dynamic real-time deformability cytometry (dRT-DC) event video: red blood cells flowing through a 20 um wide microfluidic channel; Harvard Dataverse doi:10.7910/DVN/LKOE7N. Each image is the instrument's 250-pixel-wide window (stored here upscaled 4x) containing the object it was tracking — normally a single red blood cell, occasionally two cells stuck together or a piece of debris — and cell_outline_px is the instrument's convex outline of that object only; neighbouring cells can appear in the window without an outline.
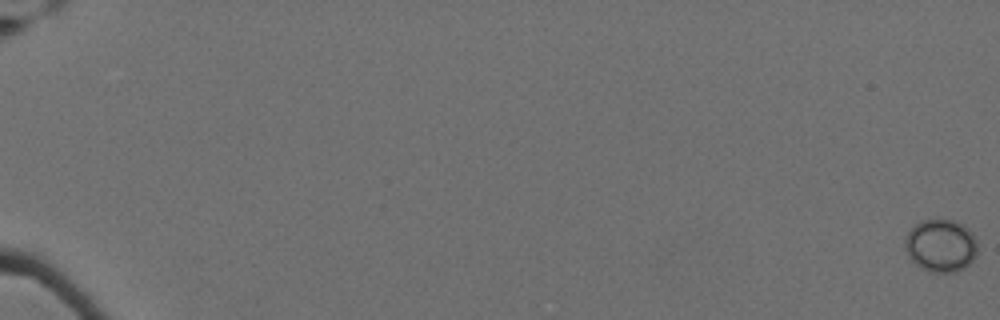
{"species": "Egyptian fruit bat (a non-hibernating species)", "species_latin": "Rousettus aegyptiacus", "temperature_condition": "cold", "stored_images_in_passage": 27, "camera_frame_rate_fps": 3000, "um_per_image_px": 0.085, "animal": {"sex": "female"}, "frame": {"image": 1, "passage_image": 1, "time_ms": 0.0, "image_size_px": [1000, 320], "cell_outline_px": [[976, 252], [972, 260], [964, 268], [956, 272], [932, 272], [920, 268], [908, 256], [904, 248], [904, 240], [908, 232], [920, 220], [956, 220], [968, 228], [972, 232], [976, 240]], "centroid_in_image_um": [79.95, 20.87], "position_along_channel_um": 5.1, "area_um2": 22.31}}
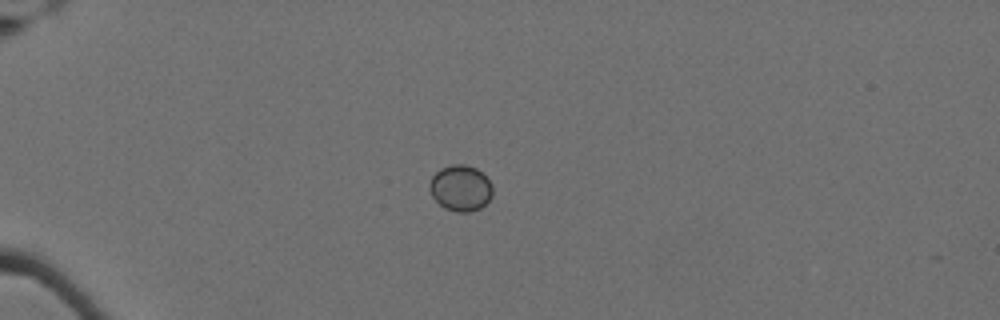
{"frame": {"image": 2, "passage_image": 20, "time_ms": 6.333, "image_size_px": [1000, 320], "cell_outline_px": [[492, 196], [480, 208], [472, 212], [456, 212], [444, 208], [432, 196], [428, 184], [432, 176], [440, 168], [452, 164], [464, 164], [476, 168], [492, 184]], "centroid_in_image_um": [39.13, 15.99], "position_along_channel_um": 45.9, "area_um2": 16.88}}
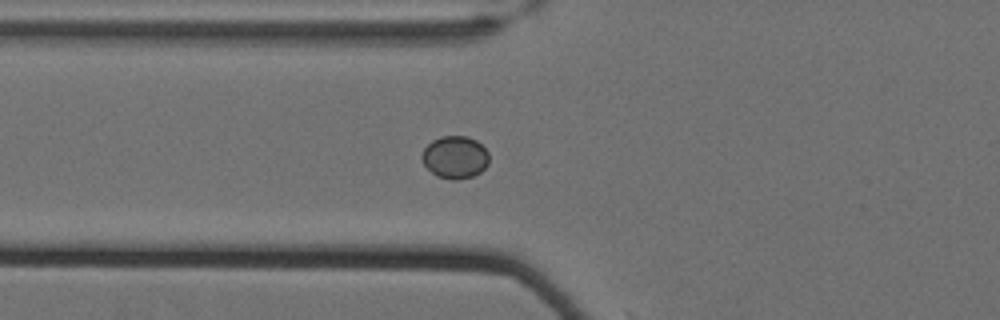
{"frame": {"image": 3, "passage_image": 27, "time_ms": 8.667, "image_size_px": [1000, 320], "cell_outline_px": [[488, 164], [480, 172], [472, 176], [456, 180], [452, 180], [436, 176], [424, 164], [420, 156], [424, 148], [432, 140], [440, 136], [468, 136], [476, 140], [488, 152]], "centroid_in_image_um": [38.66, 13.36], "position_along_channel_um": 87.1, "area_um2": 16.65}}